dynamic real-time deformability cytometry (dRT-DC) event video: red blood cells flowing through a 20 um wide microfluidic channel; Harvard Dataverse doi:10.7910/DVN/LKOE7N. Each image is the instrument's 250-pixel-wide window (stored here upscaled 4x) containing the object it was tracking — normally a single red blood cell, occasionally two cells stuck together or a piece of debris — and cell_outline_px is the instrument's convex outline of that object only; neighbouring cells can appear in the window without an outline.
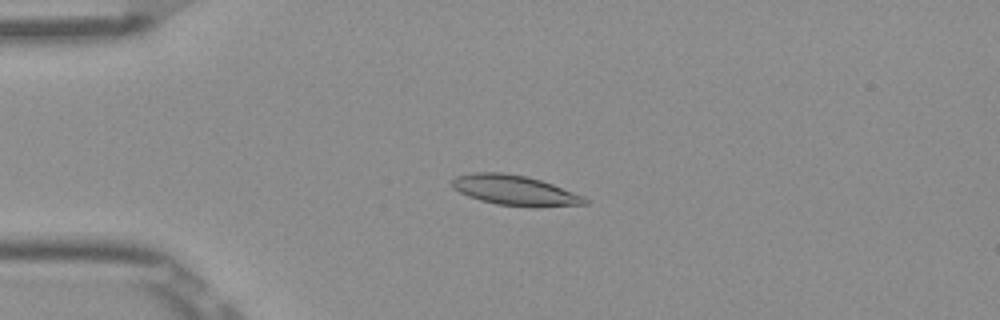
{"species": "Egyptian fruit bat (a non-hibernating species)", "species_latin": "Rousettus aegyptiacus", "temperature_condition": "room temperature", "stored_images_in_passage": 52, "camera_frame_rate_fps": 3000, "um_per_image_px": 0.085, "frame": {"image": 1, "passage_image": 13, "time_ms": 4.0, "image_size_px": [1000, 320], "cell_outline_px": [[588, 204], [536, 208], [532, 208], [496, 204], [480, 200], [468, 196], [452, 188], [452, 180], [456, 176], [472, 172], [500, 172], [528, 176], [552, 184], [584, 196], [588, 200]], "centroid_in_image_um": [43.77, 16.19], "position_along_channel_um": 41.2, "area_um2": 23.58}}
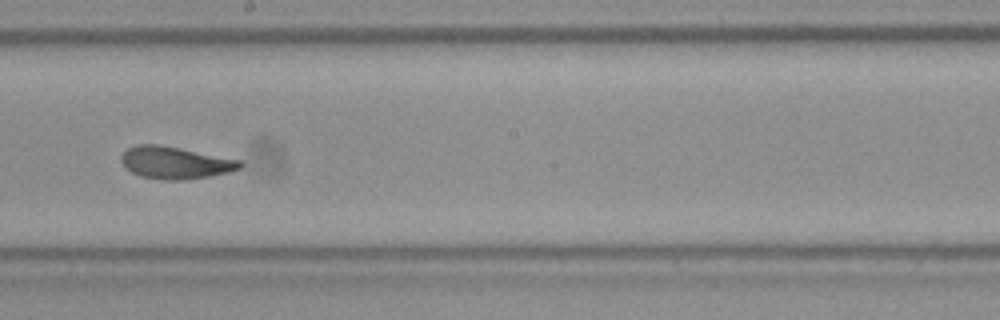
{"frame": {"image": 2, "passage_image": 30, "time_ms": 9.667, "image_size_px": [1000, 320], "cell_outline_px": [[244, 164], [240, 168], [228, 172], [208, 176], [184, 180], [160, 180], [140, 176], [124, 168], [120, 160], [120, 156], [128, 148], [136, 144], [160, 144], [240, 160]], "centroid_in_image_um": [14.84, 13.83], "position_along_channel_um": 233.4, "area_um2": 22.37}}
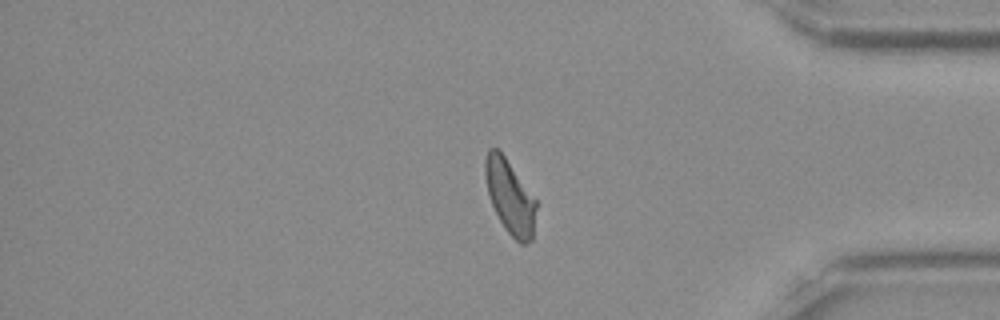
{"frame": {"image": 3, "passage_image": 44, "time_ms": 14.333, "image_size_px": [1000, 320], "cell_outline_px": [[536, 208], [532, 240], [528, 244], [520, 244], [508, 232], [500, 220], [492, 204], [488, 192], [484, 176], [484, 160], [488, 148], [496, 148], [504, 156], [536, 200]], "centroid_in_image_um": [43.33, 16.74], "position_along_channel_um": 391.9, "area_um2": 21.62}, "authors_computed_cell_mechanics": {"area_um2": 22.3686, "velocity_mm_per_s": 3.8824, "shape_relaxation_time_tau1_ms": 5.6697, "shape_relaxation_time_tau2_ms": 1.4036, "deformation_change_tau1": 0.1675, "deformation_change_tau2": 0.0863}}